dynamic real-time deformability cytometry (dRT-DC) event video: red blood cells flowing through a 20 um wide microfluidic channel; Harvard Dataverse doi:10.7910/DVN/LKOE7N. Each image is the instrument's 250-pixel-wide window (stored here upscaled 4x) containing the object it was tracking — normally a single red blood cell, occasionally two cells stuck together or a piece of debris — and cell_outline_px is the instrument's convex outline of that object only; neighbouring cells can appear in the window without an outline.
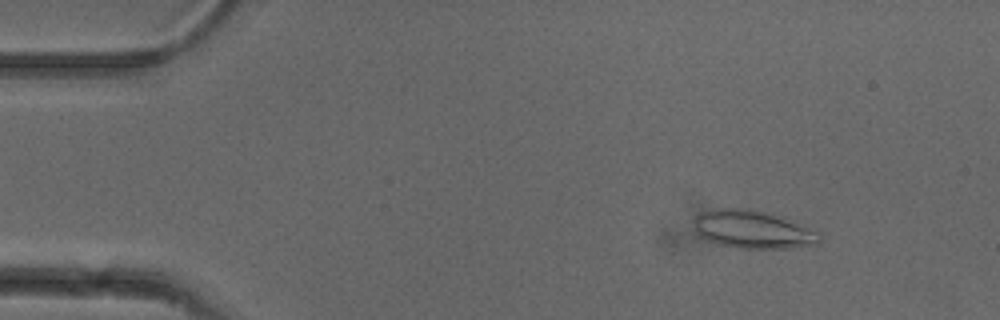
{"species": "common noctule bat (a hibernating species)", "species_latin": "Nyctalus noctula", "temperature_condition": "cold", "stored_images_in_passage": 7, "camera_frame_rate_fps": 3000, "um_per_image_px": 0.085, "animal": {"sex": "female"}, "frame": {"image": 1, "passage_image": 7, "time_ms": 2.0, "image_size_px": [1000, 320], "cell_outline_px": [[824, 236], [820, 244], [784, 248], [736, 248], [716, 244], [700, 236], [696, 232], [696, 216], [700, 212], [720, 208], [740, 208], [764, 212], [784, 216], [820, 232]], "centroid_in_image_um": [64.07, 19.51], "position_along_channel_um": 20.9, "area_um2": 28.03}}